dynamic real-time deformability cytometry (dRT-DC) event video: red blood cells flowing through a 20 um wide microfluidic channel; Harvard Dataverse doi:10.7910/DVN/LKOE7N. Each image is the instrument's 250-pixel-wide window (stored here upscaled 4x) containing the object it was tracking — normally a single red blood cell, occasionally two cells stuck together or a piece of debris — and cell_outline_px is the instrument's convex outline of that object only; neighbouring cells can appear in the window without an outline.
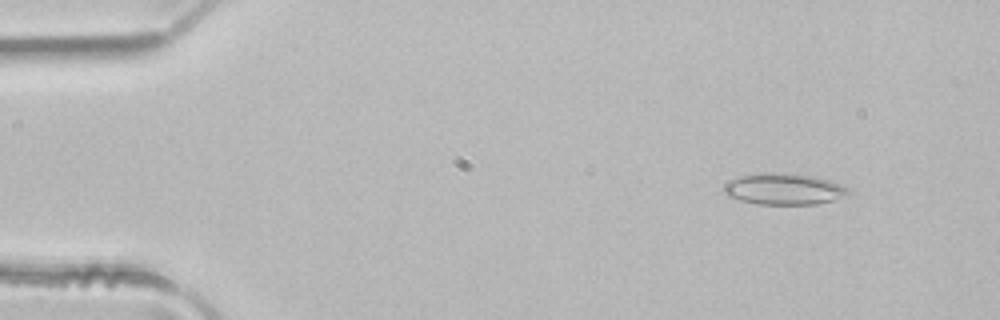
{"species": "common noctule bat (a hibernating species)", "species_latin": "Nyctalus noctula", "temperature_condition": "room temperature", "stored_images_in_passage": 2, "camera_frame_rate_fps": 3000, "um_per_image_px": 0.085, "animal": {"sex": "male", "body_mass_g": 21.5, "forearm_length_mm": 52.0}, "frame": {"image": 1, "passage_image": 1, "time_ms": 0.0, "image_size_px": [1000, 320], "cell_outline_px": [[848, 192], [832, 200], [816, 204], [756, 204], [740, 200], [728, 196], [724, 192], [724, 184], [740, 176], [764, 172], [772, 172], [812, 176], [828, 180], [840, 184], [848, 188]], "centroid_in_image_um": [66.57, 16.07], "position_along_channel_um": 18.4, "area_um2": 22.25}}